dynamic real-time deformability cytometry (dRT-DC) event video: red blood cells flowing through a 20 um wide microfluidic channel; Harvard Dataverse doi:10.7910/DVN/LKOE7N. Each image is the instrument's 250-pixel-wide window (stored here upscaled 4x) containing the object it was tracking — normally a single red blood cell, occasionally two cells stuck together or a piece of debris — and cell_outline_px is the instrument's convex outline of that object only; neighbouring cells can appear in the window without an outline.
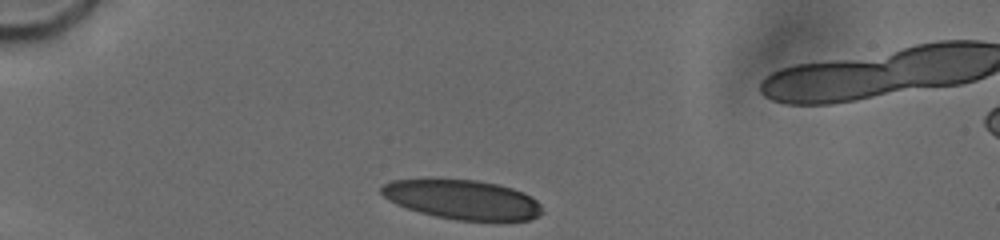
{"species": "human", "species_latin": "Homo sapiens", "temperature_condition": "cold", "stored_images_in_passage": 18, "camera_frame_rate_fps": 3000, "um_per_image_px": 0.085, "donor": {"sex": "male"}, "frame": {"image": 1, "passage_image": 1, "time_ms": 0.0, "image_size_px": [1000, 240], "cell_outline_px": [[544, 212], [532, 220], [456, 220], [436, 216], [420, 212], [396, 204], [388, 200], [380, 192], [380, 188], [384, 184], [392, 180], [476, 180], [496, 184], [512, 188], [524, 192], [532, 196], [544, 208]], "centroid_in_image_um": [39.35, 16.97], "position_along_channel_um": 45.6, "area_um2": 36.7}}
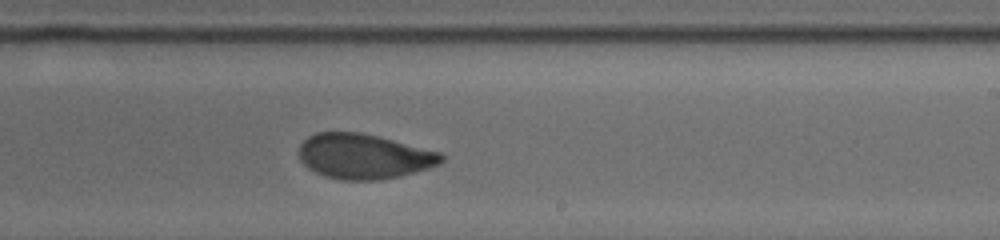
{"frame": {"image": 2, "passage_image": 11, "time_ms": 6.667, "image_size_px": [1000, 240], "cell_outline_px": [[444, 160], [440, 164], [416, 172], [400, 176], [380, 180], [340, 180], [324, 176], [308, 168], [300, 160], [300, 144], [308, 136], [316, 132], [360, 132], [440, 152], [444, 156]], "centroid_in_image_um": [30.92, 13.3], "position_along_channel_um": 258.1, "area_um2": 37.28}}
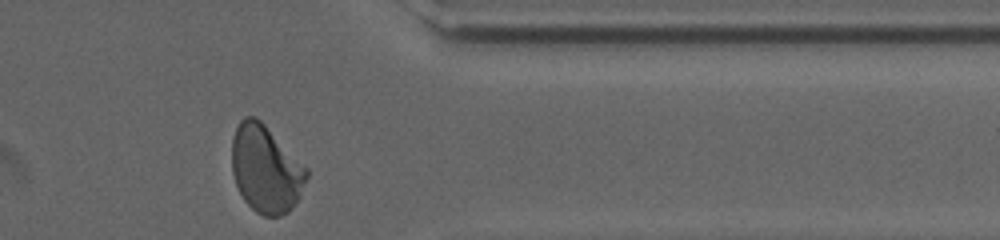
{"frame": {"image": 3, "passage_image": 18, "time_ms": 10.333, "image_size_px": [1000, 240], "cell_outline_px": [[308, 176], [300, 196], [288, 212], [280, 216], [264, 216], [256, 212], [244, 200], [236, 184], [232, 172], [232, 136], [240, 120], [244, 116], [256, 116], [308, 168]], "centroid_in_image_um": [22.59, 14.36], "position_along_channel_um": 388.8, "area_um2": 38.03}, "authors_computed_cell_mechanics": {"area_um2": 38.2347, "velocity_mm_per_s": 3.7814, "shape_relaxation_time_tau1_ms": 6.6798, "shape_relaxation_time_tau2_ms": 1.5416, "deformation_change_tau1": 0.1666, "deformation_change_tau2": 0.0565}}